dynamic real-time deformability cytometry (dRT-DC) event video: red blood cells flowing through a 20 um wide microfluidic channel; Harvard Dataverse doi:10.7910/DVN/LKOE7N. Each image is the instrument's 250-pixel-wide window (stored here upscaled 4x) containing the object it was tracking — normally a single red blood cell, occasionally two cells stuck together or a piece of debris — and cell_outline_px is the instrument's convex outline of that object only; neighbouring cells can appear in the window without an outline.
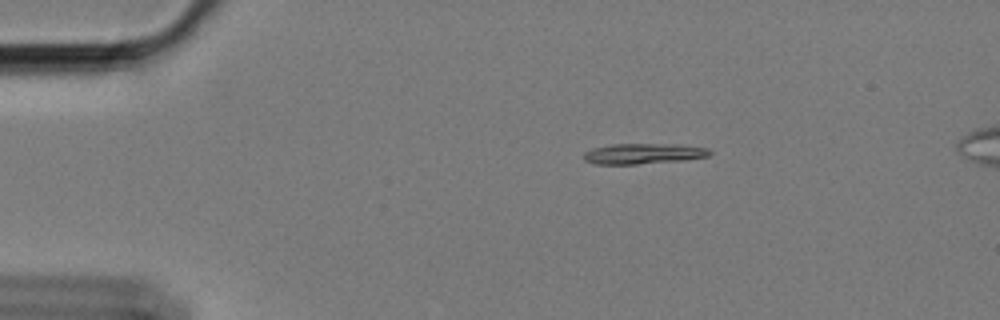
{"species": "Egyptian fruit bat (a non-hibernating species)", "species_latin": "Rousettus aegyptiacus", "temperature_condition": "cold", "stored_images_in_passage": 57, "camera_frame_rate_fps": 3000, "um_per_image_px": 0.085, "animal": {"sex": "female"}, "frame": {"image": 1, "passage_image": 9, "time_ms": 2.667, "image_size_px": [1000, 320], "cell_outline_px": [[712, 152], [708, 156], [684, 160], [636, 164], [596, 164], [584, 160], [584, 152], [592, 148], [612, 144], [656, 144], [708, 148]], "centroid_in_image_um": [54.62, 13.07], "position_along_channel_um": 30.4, "area_um2": 14.74}}
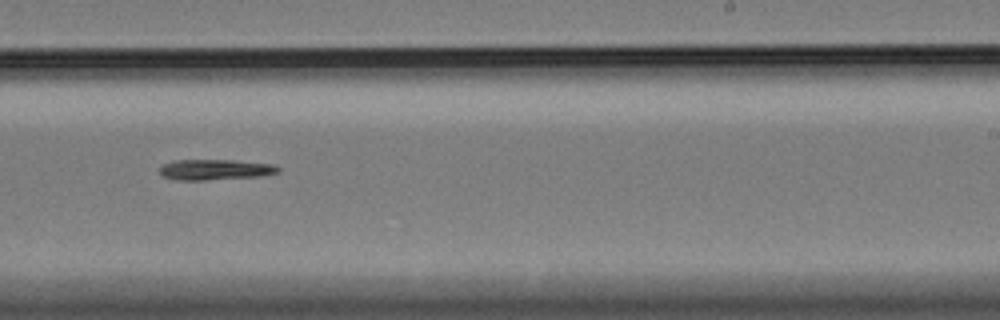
{"frame": {"image": 2, "passage_image": 35, "time_ms": 11.333, "image_size_px": [1000, 320], "cell_outline_px": [[280, 172], [260, 176], [204, 180], [176, 180], [164, 176], [160, 172], [160, 168], [164, 164], [176, 160], [232, 160], [272, 164], [280, 168]], "centroid_in_image_um": [18.3, 14.42], "position_along_channel_um": 270.7, "area_um2": 14.05}}
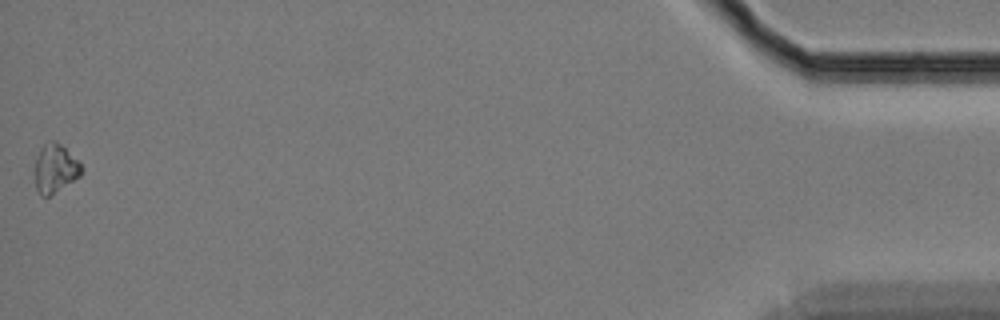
{"frame": {"image": 3, "passage_image": 57, "time_ms": 18.667, "image_size_px": [1000, 320], "cell_outline_px": [[84, 172], [80, 176], [48, 196], [40, 196], [36, 188], [36, 160], [40, 148], [44, 144], [52, 140], [56, 140], [80, 160]], "centroid_in_image_um": [4.73, 14.28], "position_along_channel_um": 430.5, "area_um2": 13.18}}